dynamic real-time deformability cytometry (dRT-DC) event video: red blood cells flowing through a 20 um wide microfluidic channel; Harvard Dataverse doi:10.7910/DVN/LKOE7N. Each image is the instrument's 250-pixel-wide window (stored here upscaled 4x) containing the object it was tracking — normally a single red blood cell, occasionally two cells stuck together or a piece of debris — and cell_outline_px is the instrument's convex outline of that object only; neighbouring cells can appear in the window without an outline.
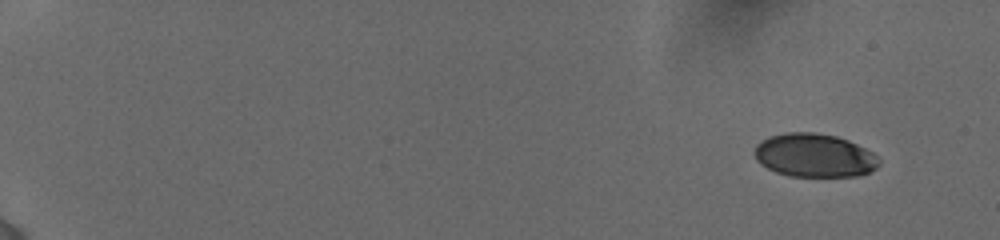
{"species": "human", "species_latin": "Homo sapiens", "temperature_condition": "cold", "stored_images_in_passage": 40, "camera_frame_rate_fps": 3000, "um_per_image_px": 0.085, "donor": {"sex": "female"}, "frame": {"image": 1, "passage_image": 1, "time_ms": 0.0, "image_size_px": [1000, 240], "cell_outline_px": [[880, 164], [876, 168], [868, 172], [856, 176], [788, 176], [776, 172], [760, 164], [756, 160], [756, 144], [760, 140], [768, 136], [788, 132], [812, 132], [836, 136], [848, 140], [880, 156]], "centroid_in_image_um": [69.23, 13.2], "position_along_channel_um": 15.8, "area_um2": 31.62}}
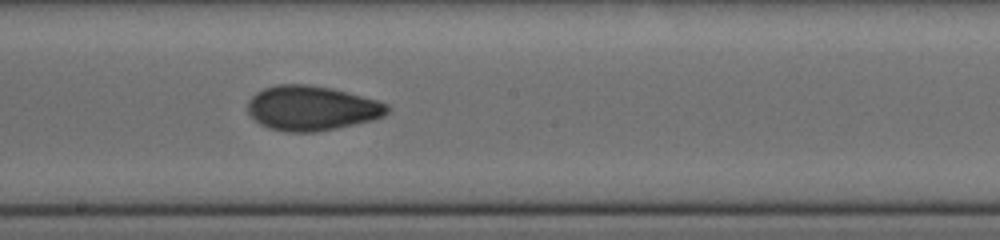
{"frame": {"image": 2, "passage_image": 22, "time_ms": 10.0, "image_size_px": [1000, 240], "cell_outline_px": [[392, 108], [384, 116], [372, 120], [336, 128], [316, 132], [288, 132], [268, 128], [260, 124], [248, 112], [248, 100], [256, 92], [264, 88], [276, 84], [308, 84], [332, 88], [376, 100], [388, 104]], "centroid_in_image_um": [26.49, 9.19], "position_along_channel_um": 221.7, "area_um2": 36.41}}
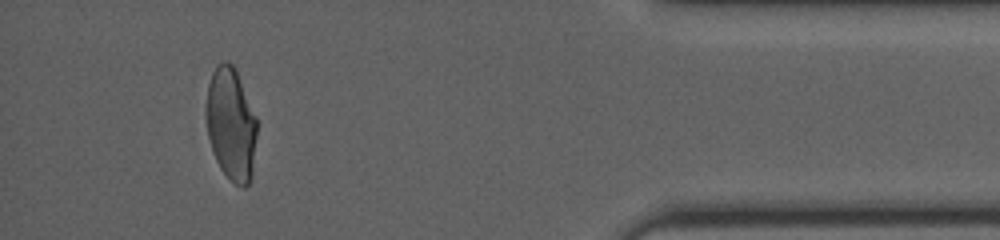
{"frame": {"image": 3, "passage_image": 38, "time_ms": 16.0, "image_size_px": [1000, 240], "cell_outline_px": [[256, 136], [252, 176], [248, 184], [244, 188], [228, 180], [220, 168], [216, 160], [208, 136], [208, 84], [212, 72], [216, 64], [224, 60], [228, 60], [236, 68], [256, 116]], "centroid_in_image_um": [19.66, 10.54], "position_along_channel_um": 415.5, "area_um2": 33.18}, "authors_computed_cell_mechanics": {"area_um2": 34.8534, "velocity_mm_per_s": 3.89, "shape_relaxation_time_tau1_ms": 9.9575, "shape_relaxation_time_tau2_ms": 1.6407, "deformation_change_tau1": 0.2259, "deformation_change_tau2": 0.0604}}